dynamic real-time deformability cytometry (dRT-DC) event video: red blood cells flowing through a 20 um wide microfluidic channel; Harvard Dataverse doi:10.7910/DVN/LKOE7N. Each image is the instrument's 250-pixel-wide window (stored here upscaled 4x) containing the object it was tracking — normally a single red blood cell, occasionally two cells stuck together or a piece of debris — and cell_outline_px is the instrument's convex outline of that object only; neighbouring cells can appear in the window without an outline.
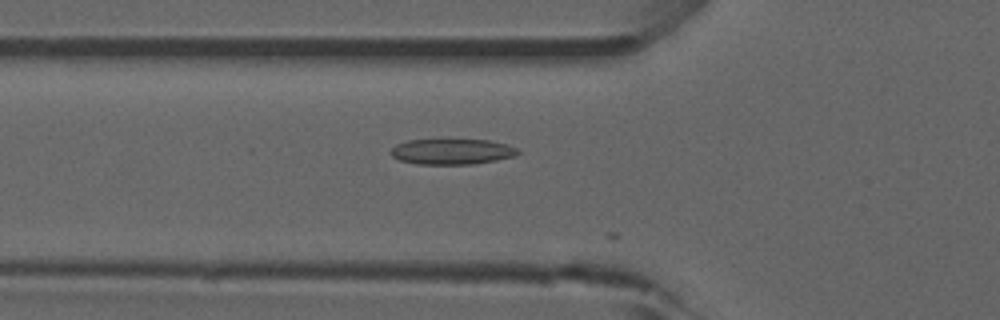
{"species": "common noctule bat (a hibernating species)", "species_latin": "Nyctalus noctula", "temperature_condition": "room temperature", "stored_images_in_passage": 20, "camera_frame_rate_fps": 3000, "um_per_image_px": 0.085, "animal": {"sex": "male", "forearm_length_mm": 52.5}, "frame": {"image": 1, "passage_image": 19, "time_ms": 6.0, "image_size_px": [1000, 320], "cell_outline_px": [[520, 152], [516, 156], [476, 164], [416, 164], [400, 160], [392, 156], [388, 152], [396, 144], [408, 140], [440, 136], [448, 136], [488, 140], [508, 144], [516, 148]], "centroid_in_image_um": [38.39, 12.82], "position_along_channel_um": 87.4, "area_um2": 20.29}}